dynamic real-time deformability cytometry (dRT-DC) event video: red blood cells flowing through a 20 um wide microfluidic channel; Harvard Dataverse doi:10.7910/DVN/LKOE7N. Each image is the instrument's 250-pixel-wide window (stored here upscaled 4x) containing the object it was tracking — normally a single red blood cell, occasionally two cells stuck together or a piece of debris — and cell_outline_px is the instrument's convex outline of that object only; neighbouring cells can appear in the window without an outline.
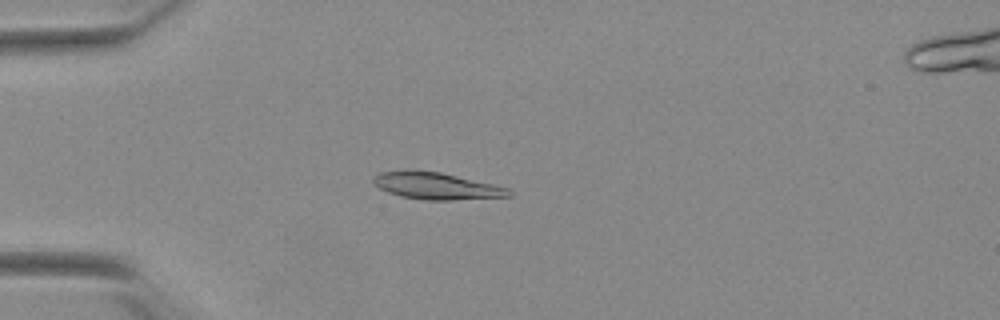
{"species": "Egyptian fruit bat (a non-hibernating species)", "species_latin": "Rousettus aegyptiacus", "temperature_condition": "warm", "stored_images_in_passage": 52, "camera_frame_rate_fps": 3000, "um_per_image_px": 0.085, "animal": {"sex": "female"}, "frame": {"image": 1, "passage_image": 14, "time_ms": 4.333, "image_size_px": [1000, 320], "cell_outline_px": [[512, 196], [448, 200], [428, 200], [400, 196], [388, 192], [380, 188], [372, 180], [380, 172], [408, 168], [440, 172], [508, 188], [512, 192]], "centroid_in_image_um": [37.05, 15.78], "position_along_channel_um": 48.0, "area_um2": 21.15}}
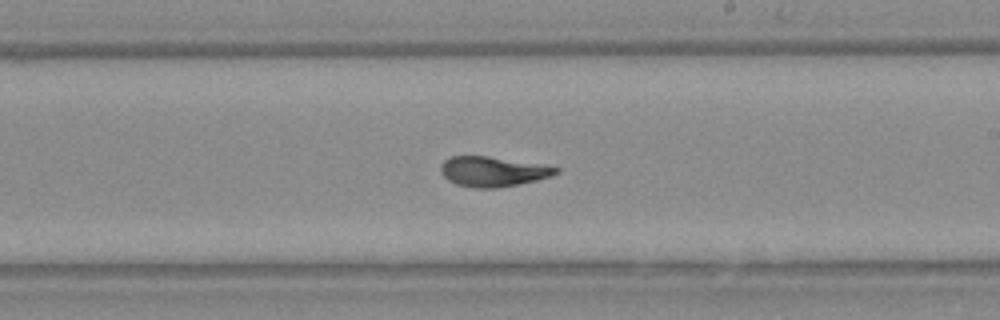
{"frame": {"image": 2, "passage_image": 31, "time_ms": 10.0, "image_size_px": [1000, 320], "cell_outline_px": [[560, 172], [552, 176], [520, 184], [496, 188], [472, 188], [456, 184], [448, 180], [440, 172], [440, 164], [444, 160], [452, 156], [488, 156], [560, 168]], "centroid_in_image_um": [41.85, 14.59], "position_along_channel_um": 247.1, "area_um2": 20.06}}
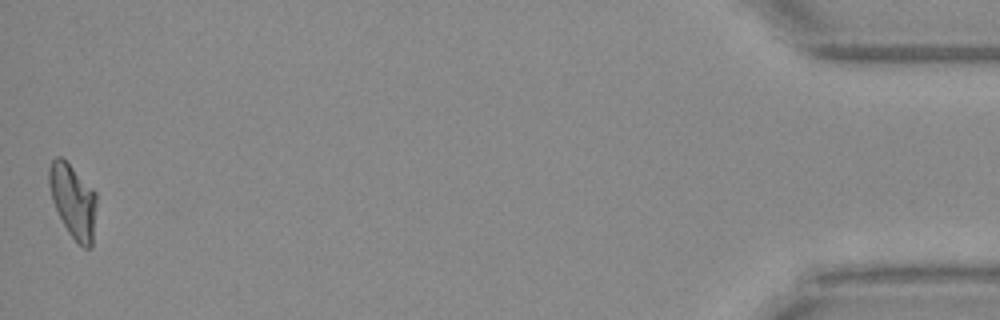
{"frame": {"image": 3, "passage_image": 52, "time_ms": 17.0, "image_size_px": [1000, 320], "cell_outline_px": [[96, 204], [92, 248], [84, 248], [68, 232], [52, 200], [48, 184], [48, 168], [52, 160], [56, 156], [60, 156], [96, 192]], "centroid_in_image_um": [6.2, 17.08], "position_along_channel_um": 429.0, "area_um2": 20.06}, "authors_computed_cell_mechanics": {"area_um2": 20.3167, "velocity_mm_per_s": 3.8703, "shape_relaxation_time_tau1_ms": 5.0809, "shape_relaxation_time_tau2_ms": 0.895, "deformation_change_tau1": 0.2088, "deformation_change_tau2": 0.0632}}